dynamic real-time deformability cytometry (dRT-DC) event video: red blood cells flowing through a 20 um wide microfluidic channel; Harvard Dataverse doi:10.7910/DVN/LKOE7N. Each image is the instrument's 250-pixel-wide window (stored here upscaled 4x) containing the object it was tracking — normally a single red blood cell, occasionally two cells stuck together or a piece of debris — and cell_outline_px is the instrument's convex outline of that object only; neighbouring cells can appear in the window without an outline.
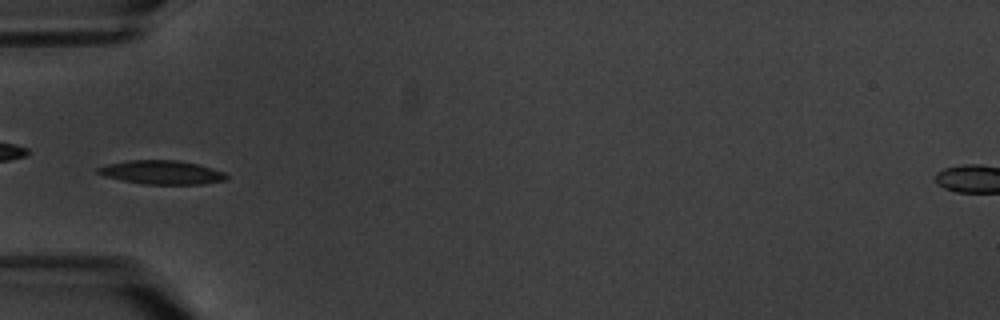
{"species": "common noctule bat (a hibernating species)", "species_latin": "Nyctalus noctula", "temperature_condition": "warm", "stored_images_in_passage": 7, "camera_frame_rate_fps": 3000, "um_per_image_px": 0.085, "animal": {"sex": "male", "body_mass_g": 20.1, "forearm_length_mm": 53.5}, "frame": {"image": 1, "passage_image": 6, "time_ms": 6.0, "image_size_px": [1000, 320], "cell_outline_px": [[228, 180], [200, 184], [144, 184], [104, 176], [96, 172], [96, 168], [108, 164], [128, 160], [176, 160], [196, 164], [212, 168], [224, 172], [228, 176]], "centroid_in_image_um": [13.76, 14.65], "position_along_channel_um": 71.2, "area_um2": 17.69}}